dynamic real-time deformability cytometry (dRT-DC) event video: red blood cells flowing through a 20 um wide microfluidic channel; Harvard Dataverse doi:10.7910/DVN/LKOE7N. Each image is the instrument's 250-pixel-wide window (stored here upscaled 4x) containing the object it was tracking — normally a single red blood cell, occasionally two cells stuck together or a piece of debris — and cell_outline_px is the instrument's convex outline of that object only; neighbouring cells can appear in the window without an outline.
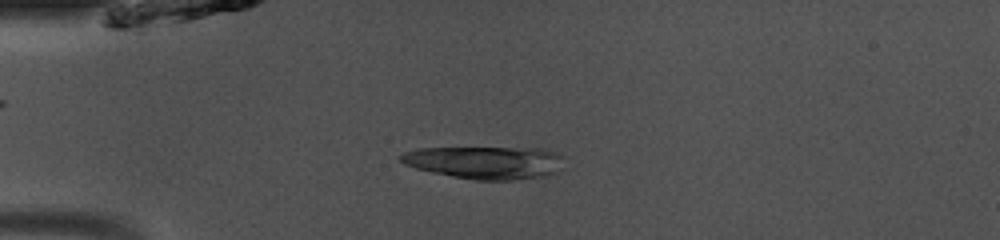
{"species": "common noctule bat (a hibernating species)", "species_latin": "Nyctalus noctula", "temperature_condition": "room temperature", "stored_images_in_passage": 47, "camera_frame_rate_fps": 3000, "um_per_image_px": 0.085, "animal": {"sex": "male", "body_mass_g": 13.0, "forearm_length_mm": 53.1}, "frame": {"image": 1, "passage_image": 11, "time_ms": 3.333, "image_size_px": [1000, 240], "cell_outline_px": [[564, 168], [556, 172], [540, 176], [512, 180], [472, 180], [432, 172], [416, 168], [404, 164], [400, 160], [400, 156], [404, 152], [420, 148], [540, 148], [556, 152], [564, 156]], "centroid_in_image_um": [41.29, 13.8], "position_along_channel_um": 43.7, "area_um2": 31.21}}